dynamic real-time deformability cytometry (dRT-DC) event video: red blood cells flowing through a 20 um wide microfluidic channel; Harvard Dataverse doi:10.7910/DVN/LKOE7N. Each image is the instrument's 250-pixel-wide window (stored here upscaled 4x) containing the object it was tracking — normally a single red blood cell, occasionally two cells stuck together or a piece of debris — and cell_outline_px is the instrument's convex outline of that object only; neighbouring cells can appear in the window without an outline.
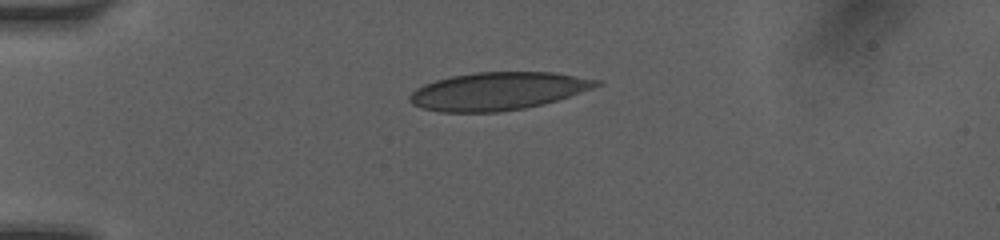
{"species": "human", "species_latin": "Homo sapiens", "temperature_condition": "room temperature", "stored_images_in_passage": 10, "camera_frame_rate_fps": 3000, "um_per_image_px": 0.085, "donor": {"sex": "female"}, "frame": {"image": 1, "passage_image": 1, "time_ms": 0.0, "image_size_px": [1000, 240], "cell_outline_px": [[604, 84], [556, 100], [524, 108], [500, 112], [440, 112], [424, 108], [412, 104], [408, 100], [408, 96], [416, 88], [424, 84], [436, 80], [452, 76], [476, 72], [552, 72], [604, 80]], "centroid_in_image_um": [42.32, 7.74], "position_along_channel_um": 42.7, "area_um2": 41.1}}
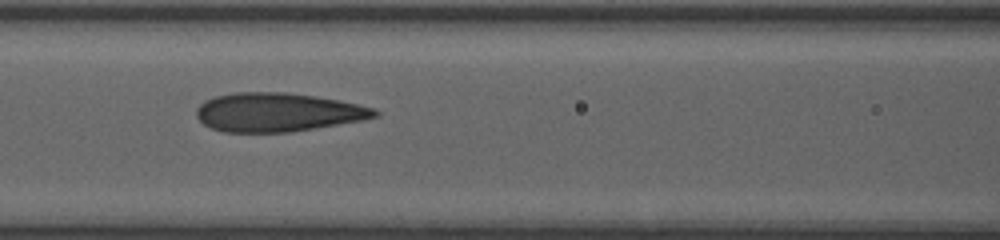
{"frame": {"image": 2, "passage_image": 6, "time_ms": 3.333, "image_size_px": [1000, 240], "cell_outline_px": [[380, 116], [360, 120], [292, 132], [224, 132], [212, 128], [204, 124], [196, 116], [196, 108], [204, 100], [216, 96], [236, 92], [284, 92], [316, 96], [340, 100], [376, 108], [380, 112]], "centroid_in_image_um": [23.61, 9.53], "position_along_channel_um": 143.0, "area_um2": 40.34}}
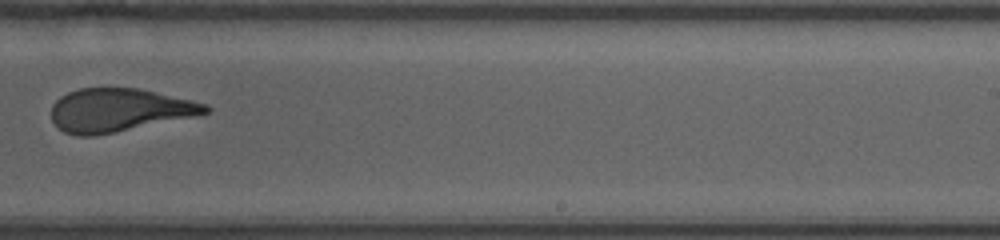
{"frame": {"image": 3, "passage_image": 10, "time_ms": 6.667, "image_size_px": [1000, 240], "cell_outline_px": [[212, 108], [208, 112], [112, 132], [92, 136], [76, 136], [64, 132], [52, 120], [52, 104], [60, 96], [68, 92], [80, 88], [140, 88], [192, 100], [208, 104]], "centroid_in_image_um": [10.06, 9.33], "position_along_channel_um": 278.9, "area_um2": 38.09}}